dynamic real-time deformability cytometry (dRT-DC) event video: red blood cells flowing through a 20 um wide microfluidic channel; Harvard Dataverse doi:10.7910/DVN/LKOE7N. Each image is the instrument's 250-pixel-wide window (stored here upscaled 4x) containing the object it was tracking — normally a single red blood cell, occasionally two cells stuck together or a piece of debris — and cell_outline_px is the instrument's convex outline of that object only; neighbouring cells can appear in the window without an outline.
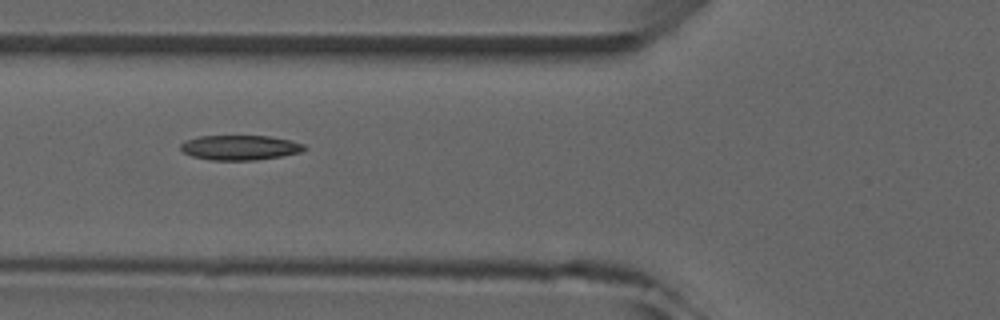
{"species": "common noctule bat (a hibernating species)", "species_latin": "Nyctalus noctula", "temperature_condition": "room temperature", "stored_images_in_passage": 9, "camera_frame_rate_fps": 3000, "um_per_image_px": 0.085, "animal": {"sex": "male", "forearm_length_mm": 52.5}, "frame": {"image": 1, "passage_image": 6, "time_ms": 5.667, "image_size_px": [1000, 320], "cell_outline_px": [[308, 148], [300, 152], [280, 156], [256, 160], [212, 160], [192, 156], [184, 152], [180, 148], [180, 144], [184, 140], [200, 136], [268, 136], [292, 140], [304, 144]], "centroid_in_image_um": [20.4, 12.54], "position_along_channel_um": 105.4, "area_um2": 17.92}}
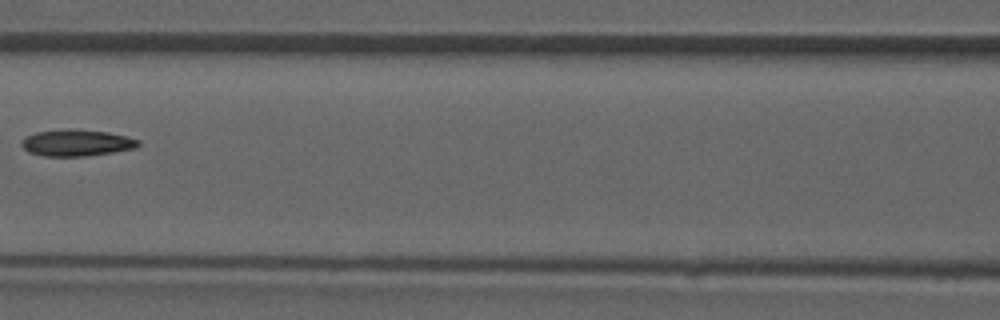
{"frame": {"image": 2, "passage_image": 7, "time_ms": 7.0, "image_size_px": [1000, 320], "cell_outline_px": [[140, 144], [136, 148], [112, 152], [84, 156], [44, 156], [28, 152], [20, 144], [20, 140], [24, 136], [36, 132], [68, 128], [76, 128], [108, 132], [140, 140]], "centroid_in_image_um": [6.47, 12.12], "position_along_channel_um": 160.1, "area_um2": 18.26}}